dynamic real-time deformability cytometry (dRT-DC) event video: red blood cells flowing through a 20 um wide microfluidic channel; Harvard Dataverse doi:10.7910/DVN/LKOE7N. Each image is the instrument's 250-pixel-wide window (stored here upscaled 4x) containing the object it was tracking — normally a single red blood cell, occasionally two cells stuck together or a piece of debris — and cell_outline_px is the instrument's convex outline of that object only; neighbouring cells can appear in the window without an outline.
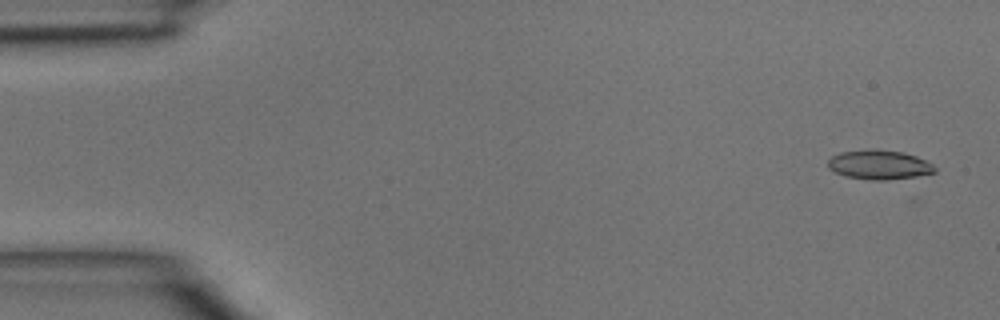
{"species": "common noctule bat (a hibernating species)", "species_latin": "Nyctalus noctula", "temperature_condition": "room temperature", "stored_images_in_passage": 45, "camera_frame_rate_fps": 3000, "um_per_image_px": 0.085, "animal": {"sex": "male", "body_mass_g": 15.6}, "frame": {"image": 1, "passage_image": 2, "time_ms": 0.333, "image_size_px": [1000, 320], "cell_outline_px": [[936, 172], [916, 176], [888, 180], [872, 180], [844, 176], [828, 168], [828, 160], [832, 156], [840, 152], [904, 152], [916, 156], [932, 164], [936, 168]], "centroid_in_image_um": [74.75, 14.05], "position_along_channel_um": 10.3, "area_um2": 17.46}}
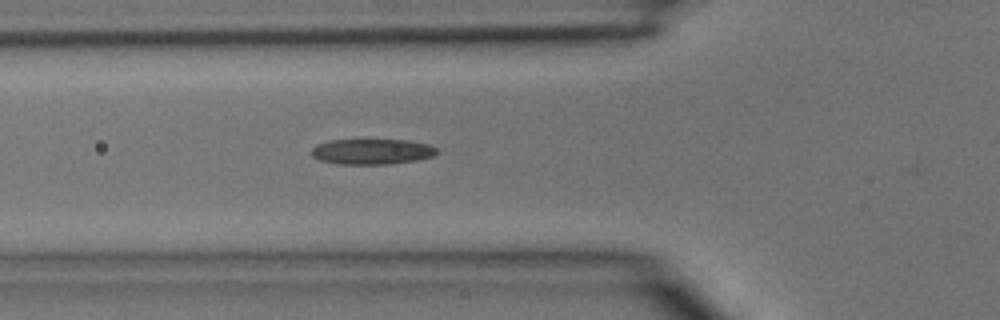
{"frame": {"image": 2, "passage_image": 16, "time_ms": 5.0, "image_size_px": [1000, 320], "cell_outline_px": [[440, 152], [432, 156], [416, 160], [388, 164], [336, 164], [320, 160], [312, 156], [312, 148], [316, 144], [328, 140], [408, 140], [432, 144]], "centroid_in_image_um": [31.63, 12.88], "position_along_channel_um": 94.2, "area_um2": 18.79}}
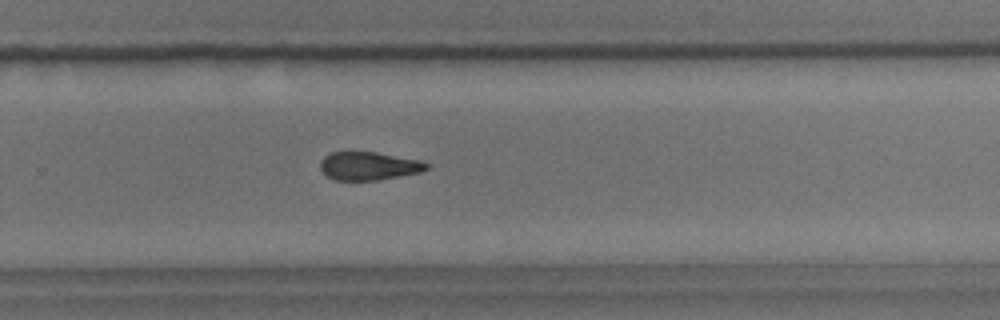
{"frame": {"image": 3, "passage_image": 30, "time_ms": 9.667, "image_size_px": [1000, 320], "cell_outline_px": [[428, 168], [420, 172], [376, 180], [332, 180], [320, 168], [320, 160], [328, 152], [376, 152], [420, 160], [428, 164]], "centroid_in_image_um": [31.3, 14.1], "position_along_channel_um": 298.5, "area_um2": 17.4}}